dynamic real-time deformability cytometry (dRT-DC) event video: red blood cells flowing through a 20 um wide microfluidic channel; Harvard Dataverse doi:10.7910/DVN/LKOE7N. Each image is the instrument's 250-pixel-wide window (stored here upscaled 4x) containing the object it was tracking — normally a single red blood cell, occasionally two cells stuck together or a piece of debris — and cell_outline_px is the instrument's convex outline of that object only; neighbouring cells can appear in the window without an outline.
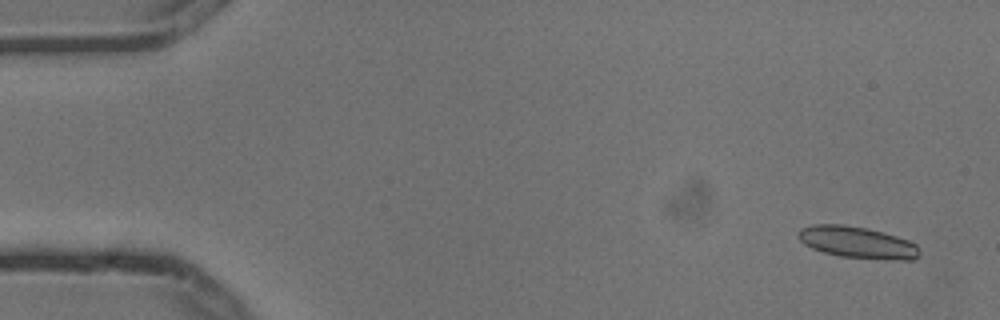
{"species": "common noctule bat (a hibernating species)", "species_latin": "Nyctalus noctula", "temperature_condition": "cold", "stored_images_in_passage": 4, "camera_frame_rate_fps": 3000, "um_per_image_px": 0.085, "animal": {"sex": "male", "body_mass_g": 13.3}, "frame": {"image": 1, "passage_image": 1, "time_ms": 0.0, "image_size_px": [1000, 320], "cell_outline_px": [[920, 256], [916, 260], [884, 260], [840, 256], [824, 252], [812, 248], [804, 244], [796, 236], [796, 232], [800, 228], [812, 224], [844, 224], [868, 228], [884, 232], [908, 240], [916, 244], [920, 248]], "centroid_in_image_um": [72.89, 20.6], "position_along_channel_um": 12.1, "area_um2": 22.89}}